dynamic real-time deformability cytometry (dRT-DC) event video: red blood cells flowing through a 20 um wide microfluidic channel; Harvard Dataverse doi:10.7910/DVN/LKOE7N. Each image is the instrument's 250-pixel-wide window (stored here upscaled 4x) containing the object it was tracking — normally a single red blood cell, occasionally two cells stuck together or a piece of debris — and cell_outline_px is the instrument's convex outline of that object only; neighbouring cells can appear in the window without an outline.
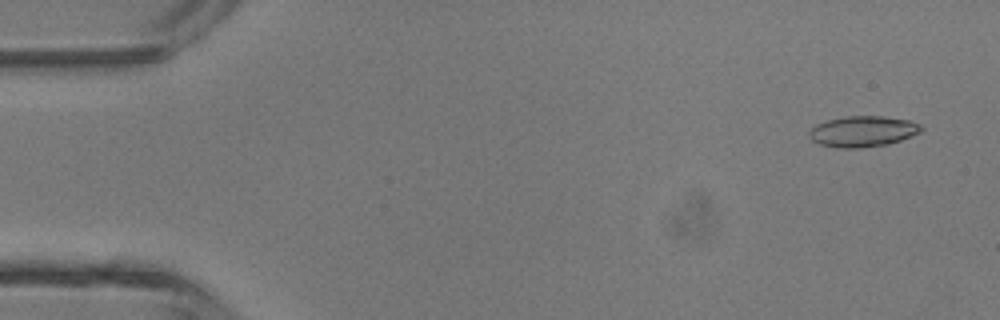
{"species": "common noctule bat (a hibernating species)", "species_latin": "Nyctalus noctula", "temperature_condition": "room temperature", "stored_images_in_passage": 4, "camera_frame_rate_fps": 3000, "um_per_image_px": 0.085, "animal": {"sex": "male", "body_mass_g": 13.3}, "frame": {"image": 1, "passage_image": 1, "time_ms": 0.0, "image_size_px": [1000, 320], "cell_outline_px": [[924, 128], [920, 132], [912, 136], [888, 144], [860, 148], [836, 148], [820, 144], [812, 140], [808, 136], [808, 132], [816, 124], [828, 120], [848, 116], [884, 116], [908, 120], [920, 124]], "centroid_in_image_um": [73.34, 11.17], "position_along_channel_um": 11.7, "area_um2": 20.17}}
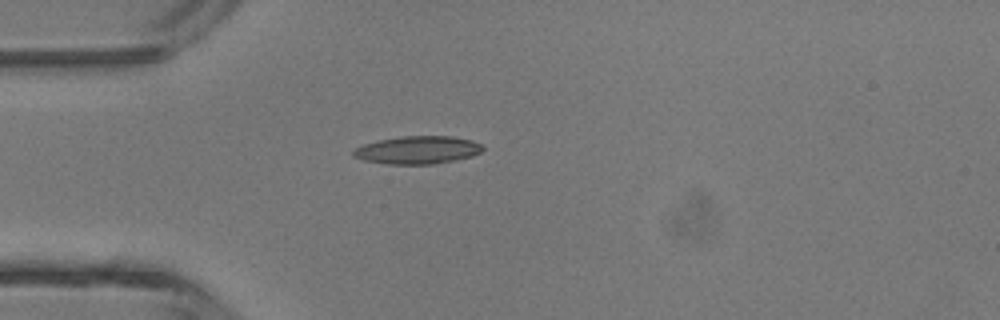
{"frame": {"image": 2, "passage_image": 4, "time_ms": 3.333, "image_size_px": [1000, 320], "cell_outline_px": [[484, 148], [480, 152], [472, 156], [456, 160], [432, 164], [388, 164], [364, 160], [352, 156], [352, 152], [356, 148], [364, 144], [380, 140], [404, 136], [452, 136], [472, 140], [480, 144]], "centroid_in_image_um": [35.51, 12.75], "position_along_channel_um": 49.5, "area_um2": 20.87}}